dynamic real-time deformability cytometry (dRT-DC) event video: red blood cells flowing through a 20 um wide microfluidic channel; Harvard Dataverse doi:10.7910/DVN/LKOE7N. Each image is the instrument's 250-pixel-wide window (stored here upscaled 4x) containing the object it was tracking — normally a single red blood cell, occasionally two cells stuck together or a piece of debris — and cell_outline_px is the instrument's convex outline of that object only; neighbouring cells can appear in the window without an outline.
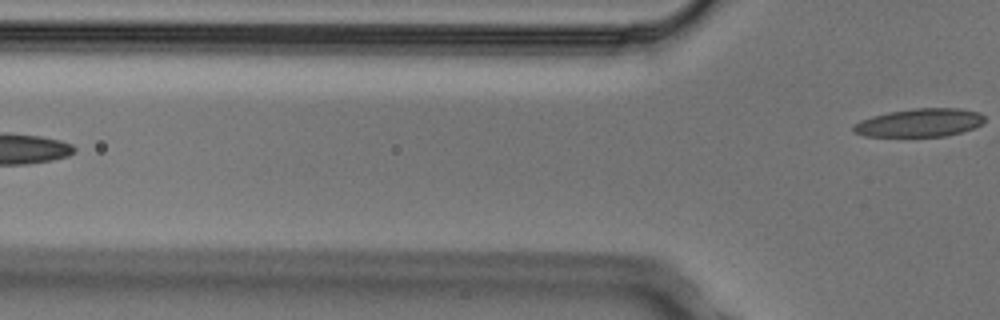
{"species": "Egyptian fruit bat (a non-hibernating species)", "species_latin": "Rousettus aegyptiacus", "temperature_condition": "cold", "stored_images_in_passage": 4, "camera_frame_rate_fps": 3000, "um_per_image_px": 0.085, "animal": {"sex": "male"}, "frame": {"image": 1, "passage_image": 4, "time_ms": 1.0, "image_size_px": [1000, 320], "cell_outline_px": [[984, 120], [980, 124], [972, 128], [960, 132], [944, 136], [864, 136], [856, 132], [852, 128], [852, 124], [860, 120], [872, 116], [888, 112], [912, 108], [960, 108], [980, 112], [984, 116]], "centroid_in_image_um": [78.14, 10.41], "position_along_channel_um": 47.7, "area_um2": 21.5}}